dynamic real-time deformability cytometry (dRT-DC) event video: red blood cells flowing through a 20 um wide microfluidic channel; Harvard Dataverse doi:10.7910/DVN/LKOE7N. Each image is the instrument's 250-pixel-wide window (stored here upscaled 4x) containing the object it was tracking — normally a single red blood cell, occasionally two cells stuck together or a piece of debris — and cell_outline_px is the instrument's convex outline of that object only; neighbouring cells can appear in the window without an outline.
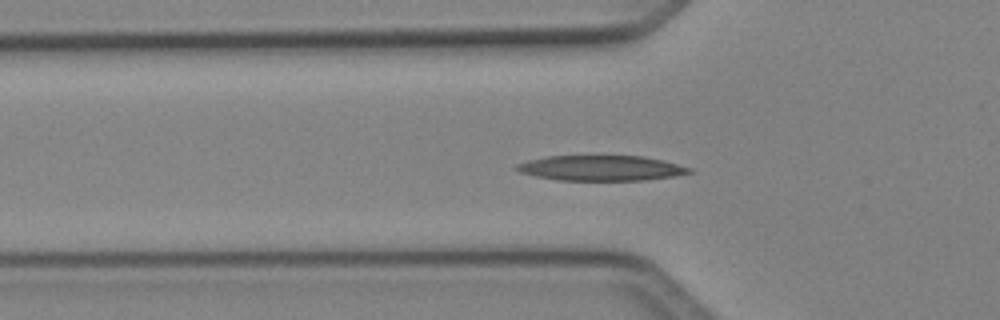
{"species": "Egyptian fruit bat (a non-hibernating species)", "species_latin": "Rousettus aegyptiacus", "temperature_condition": "cold", "stored_images_in_passage": 39, "camera_frame_rate_fps": 3000, "um_per_image_px": 0.085, "animal": {"sex": "female"}, "frame": {"image": 1, "passage_image": 10, "time_ms": 3.0, "image_size_px": [1000, 320], "cell_outline_px": [[692, 172], [672, 176], [644, 180], [556, 180], [536, 176], [520, 172], [516, 168], [516, 164], [528, 160], [544, 156], [644, 156], [664, 160], [692, 168]], "centroid_in_image_um": [51.08, 14.28], "position_along_channel_um": 74.7, "area_um2": 25.32}}
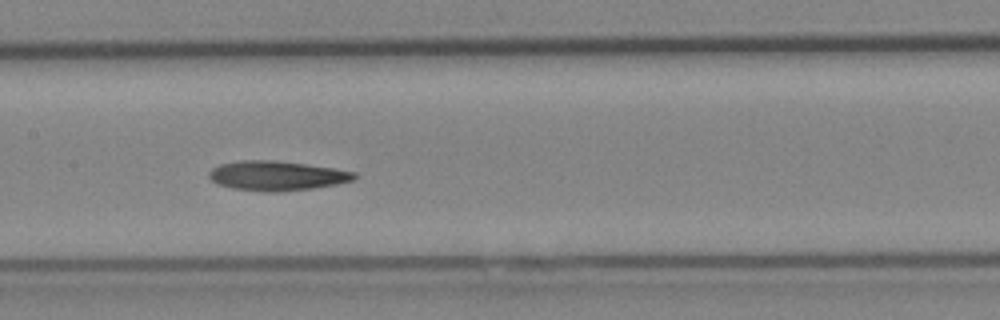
{"frame": {"image": 2, "passage_image": 18, "time_ms": 5.667, "image_size_px": [1000, 320], "cell_outline_px": [[356, 176], [352, 180], [336, 184], [312, 188], [280, 192], [268, 192], [232, 188], [216, 184], [208, 176], [208, 172], [212, 168], [220, 164], [240, 160], [272, 160], [304, 164], [332, 168], [356, 172]], "centroid_in_image_um": [23.47, 14.94], "position_along_channel_um": 183.9, "area_um2": 24.91}}
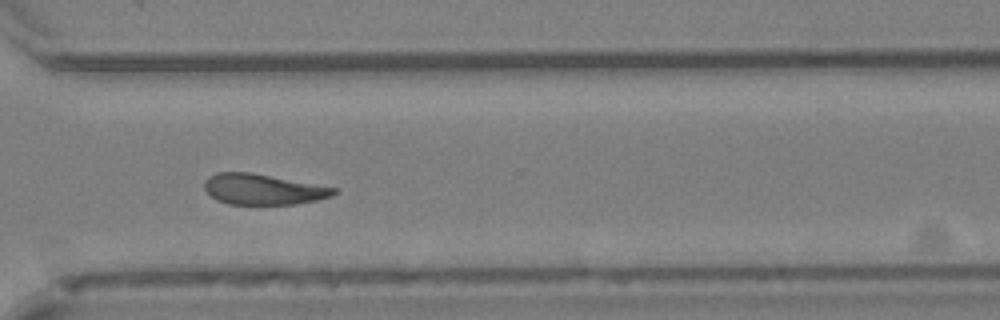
{"frame": {"image": 3, "passage_image": 30, "time_ms": 9.667, "image_size_px": [1000, 320], "cell_outline_px": [[336, 192], [332, 196], [316, 200], [296, 204], [228, 204], [216, 200], [204, 188], [204, 180], [208, 176], [216, 172], [248, 172], [336, 188]], "centroid_in_image_um": [22.3, 16.09], "position_along_channel_um": 348.3, "area_um2": 22.83}, "authors_computed_cell_mechanics": {"area_um2": 24.276, "velocity_mm_per_s": 4.0936, "shape_relaxation_time_tau1_ms": 3.9199, "shape_relaxation_time_tau2_ms": null, "deformation_change_tau1": 0.1549, "deformation_change_tau2": null}}